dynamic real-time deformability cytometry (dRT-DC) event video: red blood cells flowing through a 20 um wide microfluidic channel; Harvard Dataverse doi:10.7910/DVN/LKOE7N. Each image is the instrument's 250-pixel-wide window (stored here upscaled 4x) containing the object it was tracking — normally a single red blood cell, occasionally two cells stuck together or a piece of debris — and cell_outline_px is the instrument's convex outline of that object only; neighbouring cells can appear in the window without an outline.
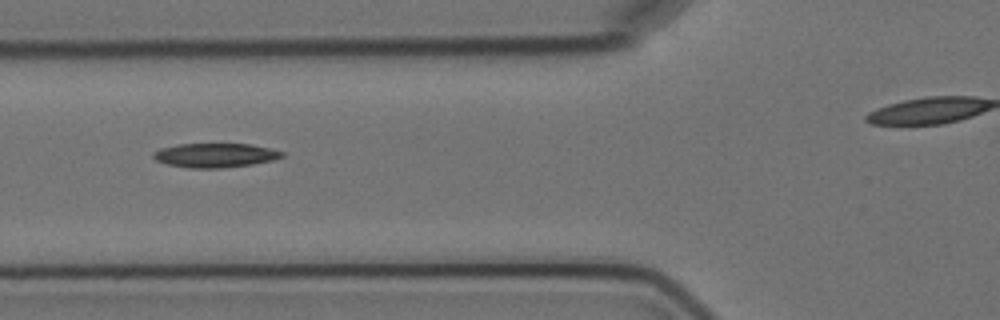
{"species": "Egyptian fruit bat (a non-hibernating species)", "species_latin": "Rousettus aegyptiacus", "temperature_condition": "cold", "stored_images_in_passage": 15, "camera_frame_rate_fps": 3000, "um_per_image_px": 0.085, "animal": {"sex": "female"}, "frame": {"image": 1, "passage_image": 5, "time_ms": 4.667, "image_size_px": [1000, 320], "cell_outline_px": [[284, 156], [272, 160], [252, 164], [220, 168], [188, 168], [168, 164], [156, 160], [152, 156], [152, 152], [160, 148], [176, 144], [252, 144], [284, 152]], "centroid_in_image_um": [18.25, 13.19], "position_along_channel_um": 107.5, "area_um2": 18.09}}
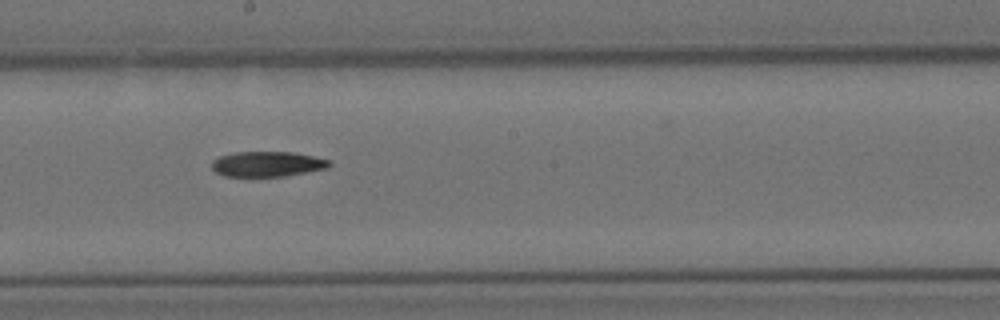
{"frame": {"image": 2, "passage_image": 8, "time_ms": 8.0, "image_size_px": [1000, 320], "cell_outline_px": [[332, 164], [328, 168], [284, 176], [224, 176], [216, 172], [212, 168], [212, 160], [220, 156], [232, 152], [292, 152], [312, 156], [328, 160]], "centroid_in_image_um": [22.7, 13.94], "position_along_channel_um": 225.5, "area_um2": 17.17}}
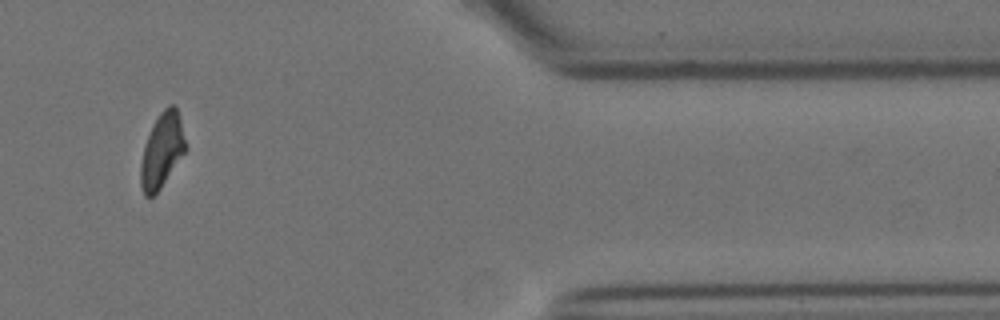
{"frame": {"image": 3, "passage_image": 14, "time_ms": 16.0, "image_size_px": [1000, 320], "cell_outline_px": [[188, 148], [160, 188], [152, 196], [144, 196], [140, 184], [140, 164], [144, 144], [152, 124], [160, 112], [168, 104], [172, 104], [176, 108], [180, 116]], "centroid_in_image_um": [13.77, 12.75], "position_along_channel_um": 397.6, "area_um2": 19.71}}